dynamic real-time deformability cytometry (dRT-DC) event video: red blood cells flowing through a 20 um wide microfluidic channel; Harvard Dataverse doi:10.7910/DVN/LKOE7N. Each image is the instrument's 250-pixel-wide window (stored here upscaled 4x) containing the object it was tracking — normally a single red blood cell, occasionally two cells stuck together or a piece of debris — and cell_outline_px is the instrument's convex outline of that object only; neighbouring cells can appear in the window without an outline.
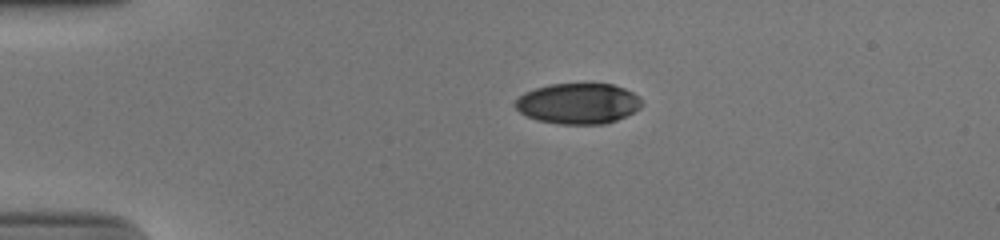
{"species": "human", "species_latin": "Homo sapiens", "temperature_condition": "cold", "stored_images_in_passage": 42, "camera_frame_rate_fps": 3000, "um_per_image_px": 0.085, "donor": {"sex": "male"}, "frame": {"image": 1, "passage_image": 1, "time_ms": 0.0, "image_size_px": [1000, 240], "cell_outline_px": [[644, 104], [640, 108], [616, 120], [604, 124], [560, 124], [536, 120], [520, 112], [512, 104], [524, 92], [548, 84], [612, 84], [624, 88], [632, 92]], "centroid_in_image_um": [49.11, 8.8], "position_along_channel_um": 35.9, "area_um2": 29.88}}
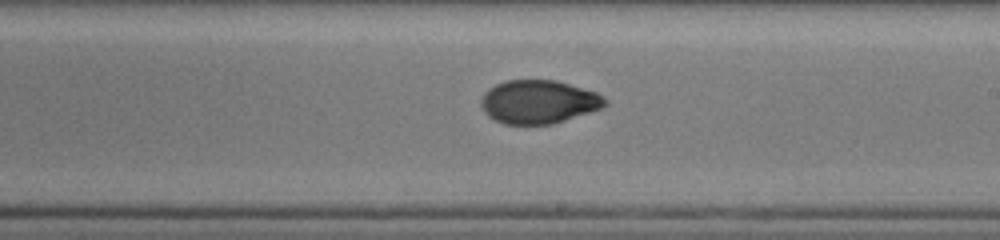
{"frame": {"image": 2, "passage_image": 21, "time_ms": 6.667, "image_size_px": [1000, 240], "cell_outline_px": [[608, 104], [600, 108], [552, 124], [504, 124], [488, 116], [484, 112], [480, 104], [480, 100], [484, 92], [488, 88], [496, 84], [508, 80], [556, 80], [596, 92], [604, 96], [608, 100]], "centroid_in_image_um": [45.76, 8.65], "position_along_channel_um": 243.2, "area_um2": 31.33}}
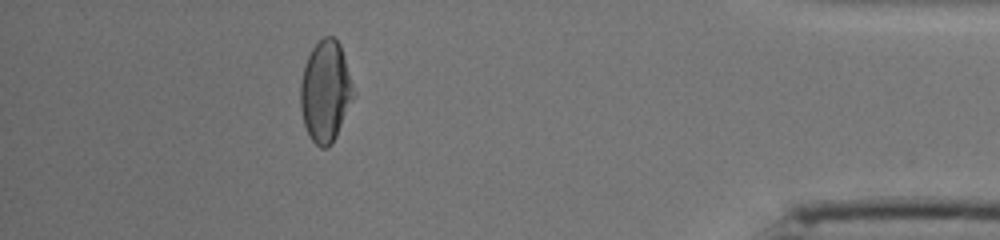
{"frame": {"image": 3, "passage_image": 37, "time_ms": 12.0, "image_size_px": [1000, 240], "cell_outline_px": [[356, 96], [332, 144], [328, 148], [320, 148], [308, 136], [304, 124], [300, 108], [300, 84], [304, 68], [308, 56], [312, 48], [324, 36], [332, 36], [340, 44]], "centroid_in_image_um": [27.67, 7.81], "position_along_channel_um": 407.5, "area_um2": 31.39}, "authors_computed_cell_mechanics": {"area_um2": 31.3854, "velocity_mm_per_s": 3.8921, "shape_relaxation_time_tau1_ms": 7.0004, "shape_relaxation_time_tau2_ms": 1.3688, "deformation_change_tau1": 0.2177, "deformation_change_tau2": 0.0473}}